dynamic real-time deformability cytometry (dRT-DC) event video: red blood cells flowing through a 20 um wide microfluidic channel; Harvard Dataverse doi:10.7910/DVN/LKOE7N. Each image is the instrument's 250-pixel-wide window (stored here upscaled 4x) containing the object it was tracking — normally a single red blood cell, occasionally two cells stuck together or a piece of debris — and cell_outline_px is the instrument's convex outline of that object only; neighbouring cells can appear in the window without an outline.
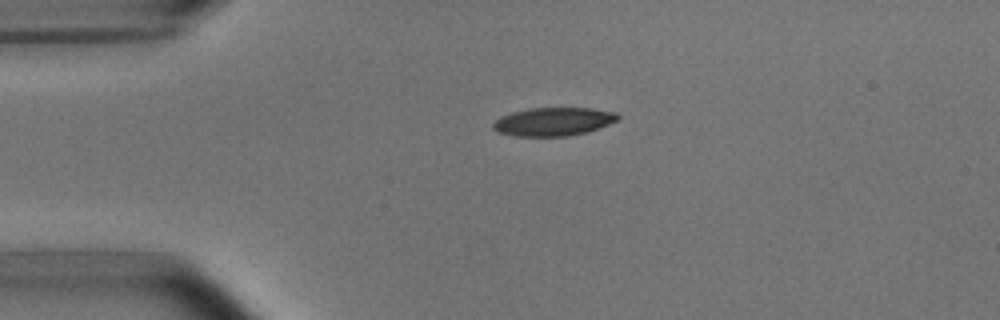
{"species": "common noctule bat (a hibernating species)", "species_latin": "Nyctalus noctula", "temperature_condition": "room temperature", "stored_images_in_passage": 1, "camera_frame_rate_fps": 3000, "um_per_image_px": 0.085, "animal": {"sex": "male", "body_mass_g": 15.6}, "frame": {"image": 1, "passage_image": 1, "time_ms": 0.0, "image_size_px": [1000, 320], "cell_outline_px": [[620, 120], [600, 128], [588, 132], [568, 136], [516, 136], [500, 132], [492, 128], [492, 124], [500, 116], [512, 112], [532, 108], [588, 108], [616, 112], [620, 116]], "centroid_in_image_um": [47.09, 10.34], "position_along_channel_um": 37.9, "area_um2": 20.69}}